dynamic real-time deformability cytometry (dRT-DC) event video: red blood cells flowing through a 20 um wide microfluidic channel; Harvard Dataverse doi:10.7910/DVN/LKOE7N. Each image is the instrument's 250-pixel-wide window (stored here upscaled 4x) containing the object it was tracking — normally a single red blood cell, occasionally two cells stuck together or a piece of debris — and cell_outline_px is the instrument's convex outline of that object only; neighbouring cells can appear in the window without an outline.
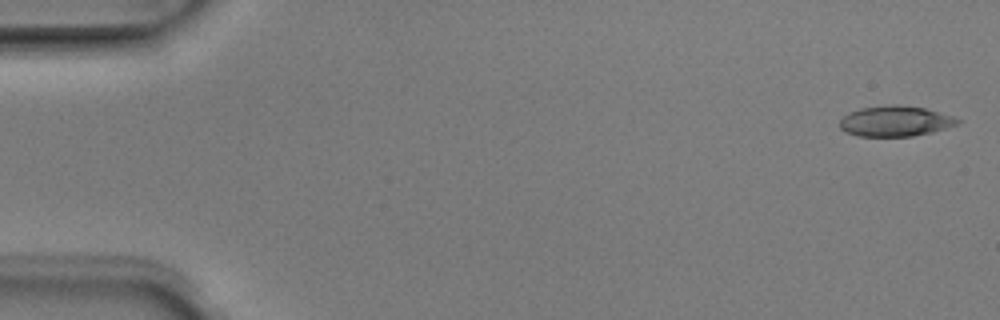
{"species": "Egyptian fruit bat (a non-hibernating species)", "species_latin": "Rousettus aegyptiacus", "temperature_condition": "room temperature", "stored_images_in_passage": 5, "camera_frame_rate_fps": 3000, "um_per_image_px": 0.085, "animal": {"sex": "male"}, "frame": {"image": 1, "passage_image": 1, "time_ms": 0.0, "image_size_px": [1000, 320], "cell_outline_px": [[964, 120], [960, 124], [932, 132], [912, 136], [860, 136], [844, 132], [840, 128], [840, 120], [848, 112], [860, 108], [892, 104], [896, 104], [924, 108], [952, 116]], "centroid_in_image_um": [76.11, 10.3], "position_along_channel_um": 8.9, "area_um2": 21.04}}